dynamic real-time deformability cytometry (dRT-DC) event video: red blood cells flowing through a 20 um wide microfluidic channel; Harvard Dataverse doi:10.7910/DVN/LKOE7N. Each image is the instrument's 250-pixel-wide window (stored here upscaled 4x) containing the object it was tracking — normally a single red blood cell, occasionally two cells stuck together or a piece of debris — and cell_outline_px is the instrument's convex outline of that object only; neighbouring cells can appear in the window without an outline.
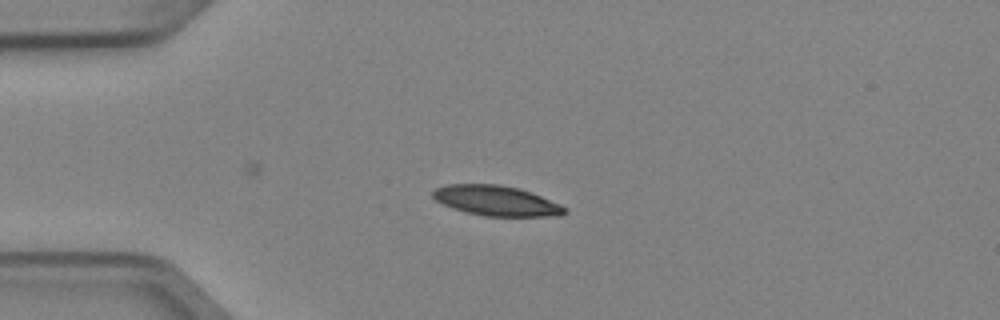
{"species": "Egyptian fruit bat (a non-hibernating species)", "species_latin": "Rousettus aegyptiacus", "temperature_condition": "cold", "stored_images_in_passage": 3, "camera_frame_rate_fps": 3000, "um_per_image_px": 0.085, "animal": {"sex": "female"}, "frame": {"image": 1, "passage_image": 3, "time_ms": 0.667, "image_size_px": [1000, 320], "cell_outline_px": [[568, 212], [560, 216], [484, 216], [464, 212], [452, 208], [436, 200], [432, 196], [432, 192], [436, 188], [448, 184], [500, 184], [520, 188], [532, 192], [560, 204], [568, 208]], "centroid_in_image_um": [42.22, 17.06], "position_along_channel_um": 42.8, "area_um2": 23.35}}